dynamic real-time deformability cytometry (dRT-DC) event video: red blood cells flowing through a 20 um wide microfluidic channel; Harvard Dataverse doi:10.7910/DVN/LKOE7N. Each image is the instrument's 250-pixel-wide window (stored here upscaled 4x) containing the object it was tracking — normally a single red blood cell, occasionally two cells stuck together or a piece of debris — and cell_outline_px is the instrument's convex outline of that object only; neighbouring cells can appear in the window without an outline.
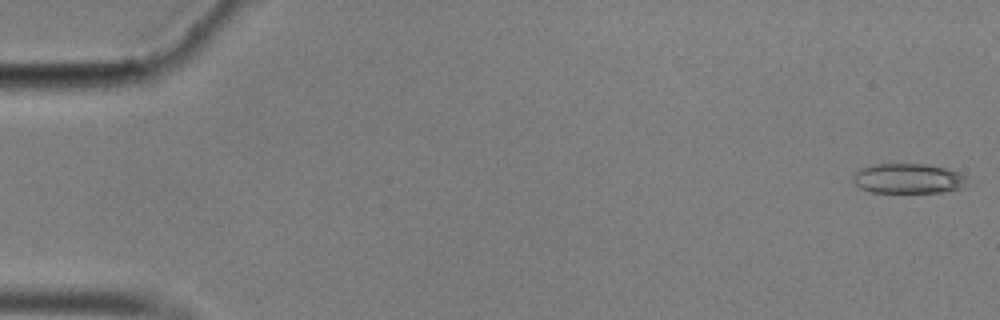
{"species": "common noctule bat (a hibernating species)", "species_latin": "Nyctalus noctula", "temperature_condition": "cold", "stored_images_in_passage": 7, "camera_frame_rate_fps": 3000, "um_per_image_px": 0.085, "animal": {"sex": "male", "body_mass_g": 17.9}, "frame": {"image": 1, "passage_image": 1, "time_ms": 0.0, "image_size_px": [1000, 320], "cell_outline_px": [[968, 176], [964, 188], [944, 192], [872, 192], [860, 188], [852, 180], [852, 176], [860, 168], [872, 164], [924, 164], [944, 168]], "centroid_in_image_um": [77.19, 15.18], "position_along_channel_um": 7.8, "area_um2": 19.94}}